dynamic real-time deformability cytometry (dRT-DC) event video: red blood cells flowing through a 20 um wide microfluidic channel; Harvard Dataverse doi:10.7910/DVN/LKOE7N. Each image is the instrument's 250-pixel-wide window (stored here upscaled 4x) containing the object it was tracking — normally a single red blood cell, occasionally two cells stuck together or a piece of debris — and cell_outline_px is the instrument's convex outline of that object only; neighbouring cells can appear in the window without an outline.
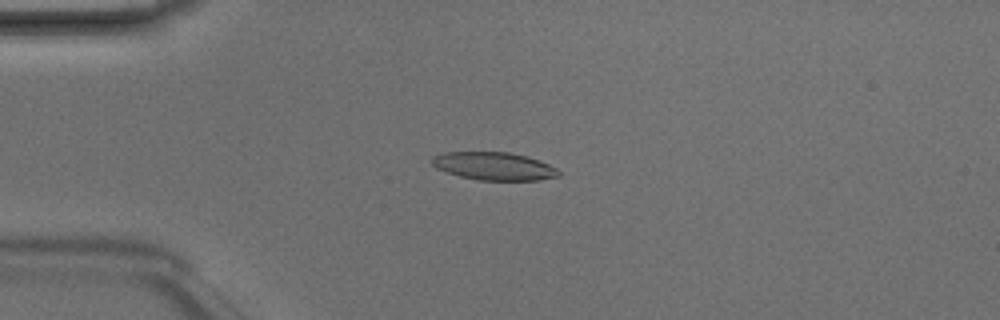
{"species": "Egyptian fruit bat (a non-hibernating species)", "species_latin": "Rousettus aegyptiacus", "temperature_condition": "room temperature", "stored_images_in_passage": 6, "camera_frame_rate_fps": 3000, "um_per_image_px": 0.085, "animal": {"sex": "male"}, "frame": {"image": 1, "passage_image": 4, "time_ms": 1.0, "image_size_px": [1000, 320], "cell_outline_px": [[560, 176], [540, 180], [480, 180], [460, 176], [436, 168], [432, 164], [432, 156], [444, 152], [508, 152], [524, 156], [548, 164], [556, 168], [560, 172]], "centroid_in_image_um": [41.97, 14.12], "position_along_channel_um": 43.0, "area_um2": 20.4}}
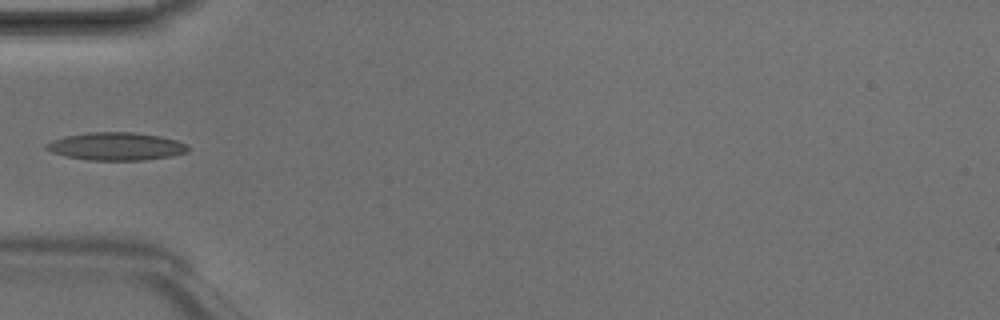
{"frame": {"image": 2, "passage_image": 5, "time_ms": 1.333, "image_size_px": [1000, 320], "cell_outline_px": [[188, 152], [172, 156], [144, 160], [88, 160], [64, 156], [52, 152], [44, 148], [44, 144], [52, 140], [64, 136], [88, 132], [132, 132], [160, 136], [176, 140], [188, 144]], "centroid_in_image_um": [9.85, 12.44], "position_along_channel_um": 75.1, "area_um2": 23.18}}